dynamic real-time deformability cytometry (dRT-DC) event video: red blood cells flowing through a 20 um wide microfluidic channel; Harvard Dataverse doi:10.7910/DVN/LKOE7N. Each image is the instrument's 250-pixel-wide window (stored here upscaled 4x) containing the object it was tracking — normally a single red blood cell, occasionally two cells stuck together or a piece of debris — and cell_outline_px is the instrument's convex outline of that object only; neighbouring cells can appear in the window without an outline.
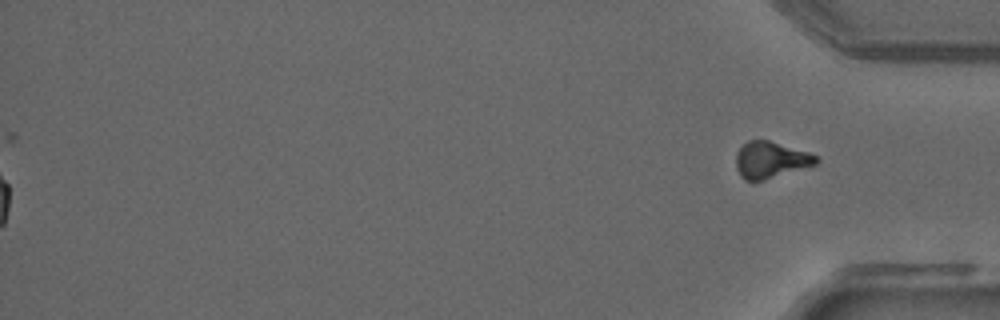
{"species": "common noctule bat (a hibernating species)", "species_latin": "Nyctalus noctula", "temperature_condition": "warm", "stored_images_in_passage": 52, "camera_frame_rate_fps": 3000, "um_per_image_px": 0.085, "animal": {"sex": "male", "forearm_length_mm": 52.5}, "frame": {"image": 1, "passage_image": 52, "time_ms": 17.0, "image_size_px": [1000, 320], "cell_outline_px": [[820, 160], [816, 164], [764, 180], [744, 180], [740, 176], [736, 168], [736, 152], [748, 140], [768, 140], [808, 152], [816, 156]], "centroid_in_image_um": [65.48, 13.59], "position_along_channel_um": 369.7, "area_um2": 16.88}, "authors_computed_cell_mechanics": {"area_um2": 15.2881, "velocity_mm_per_s": 3.9745, "shape_relaxation_time_tau1_ms": null, "shape_relaxation_time_tau2_ms": 2.1728, "deformation_change_tau1": null, "deformation_change_tau2": 0.0562}}